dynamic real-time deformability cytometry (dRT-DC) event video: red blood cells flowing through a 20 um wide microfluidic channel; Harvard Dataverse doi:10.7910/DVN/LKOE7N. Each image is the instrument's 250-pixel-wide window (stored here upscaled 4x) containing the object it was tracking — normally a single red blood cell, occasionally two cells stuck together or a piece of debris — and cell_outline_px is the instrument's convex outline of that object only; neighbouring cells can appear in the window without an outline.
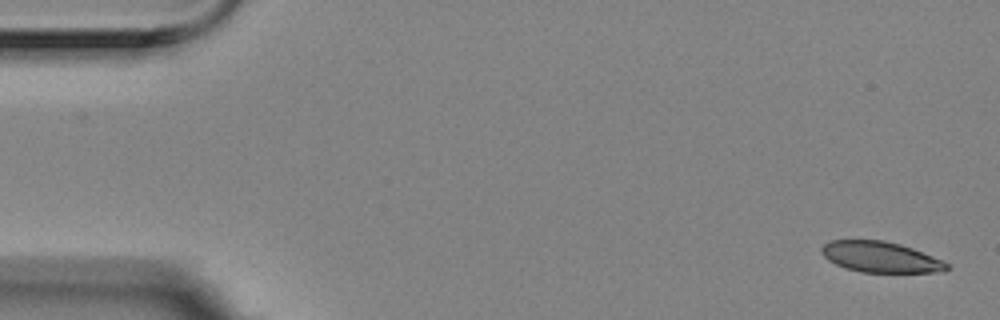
{"species": "Egyptian fruit bat (a non-hibernating species)", "species_latin": "Rousettus aegyptiacus", "temperature_condition": "room temperature", "stored_images_in_passage": 7, "segment_of_instrument_passage": [2, 2], "camera_frame_rate_fps": 3000, "um_per_image_px": 0.085, "animal": {"sex": "female"}, "frame": {"image": 1, "passage_image": 7, "time_ms": 2.0, "image_size_px": [1000, 320], "cell_outline_px": [[952, 268], [944, 272], [860, 272], [844, 268], [828, 260], [820, 252], [820, 248], [824, 244], [832, 240], [884, 240], [900, 244], [912, 248], [932, 256], [948, 264]], "centroid_in_image_um": [74.83, 21.85], "position_along_channel_um": 10.2, "area_um2": 22.48}}